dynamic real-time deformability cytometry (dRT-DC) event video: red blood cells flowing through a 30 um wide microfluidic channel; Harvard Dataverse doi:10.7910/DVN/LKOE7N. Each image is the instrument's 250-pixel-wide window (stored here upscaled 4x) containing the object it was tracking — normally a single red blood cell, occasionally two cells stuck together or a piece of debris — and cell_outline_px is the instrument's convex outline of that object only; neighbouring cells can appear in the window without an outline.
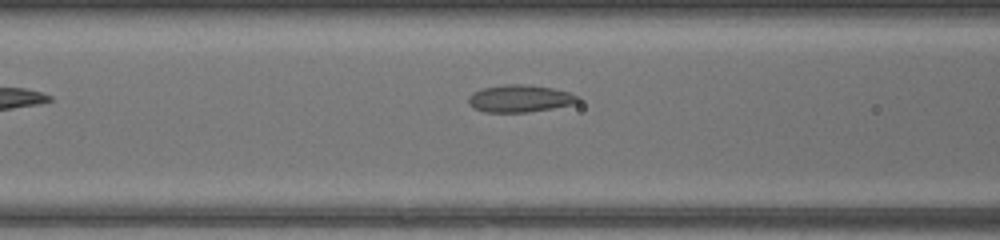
{"species": "common noctule bat (a hibernating species)", "species_latin": "Nyctalus noctula", "temperature_condition": "warm", "stored_images_in_passage": 7, "camera_frame_rate_fps": 3000, "um_per_image_px": 0.085, "animal": {"sex": "female", "body_mass_g": 17.0, "forearm_length_mm": 48.0}, "frame": {"image": 1, "passage_image": 5, "time_ms": 1.333, "image_size_px": [1000, 240], "cell_outline_px": [[580, 104], [528, 112], [484, 112], [472, 108], [468, 104], [468, 96], [472, 92], [484, 88], [504, 84], [524, 84], [552, 88], [568, 92], [580, 96]], "centroid_in_image_um": [44.22, 8.38], "position_along_channel_um": 122.4, "area_um2": 17.74}}